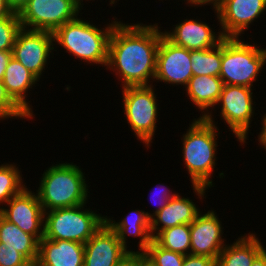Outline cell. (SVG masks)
<instances>
[{
    "instance_id": "obj_1",
    "label": "cell",
    "mask_w": 266,
    "mask_h": 266,
    "mask_svg": "<svg viewBox=\"0 0 266 266\" xmlns=\"http://www.w3.org/2000/svg\"><path fill=\"white\" fill-rule=\"evenodd\" d=\"M162 34L158 23L118 21L115 24L109 39L105 69L115 73L114 76L121 81L120 87L153 85Z\"/></svg>"
},
{
    "instance_id": "obj_2",
    "label": "cell",
    "mask_w": 266,
    "mask_h": 266,
    "mask_svg": "<svg viewBox=\"0 0 266 266\" xmlns=\"http://www.w3.org/2000/svg\"><path fill=\"white\" fill-rule=\"evenodd\" d=\"M186 130L181 138L183 163L190 176L193 193L203 200L206 199L207 189L215 186L212 175L216 167L220 132L217 123L200 117L193 119Z\"/></svg>"
},
{
    "instance_id": "obj_3",
    "label": "cell",
    "mask_w": 266,
    "mask_h": 266,
    "mask_svg": "<svg viewBox=\"0 0 266 266\" xmlns=\"http://www.w3.org/2000/svg\"><path fill=\"white\" fill-rule=\"evenodd\" d=\"M79 16L66 22L53 33L54 51L61 46L75 59L105 68L108 60L110 35L118 19L113 17L111 23L109 20V24L107 23L104 28H101L100 24V28H98L99 26L96 24L81 18L82 15Z\"/></svg>"
},
{
    "instance_id": "obj_4",
    "label": "cell",
    "mask_w": 266,
    "mask_h": 266,
    "mask_svg": "<svg viewBox=\"0 0 266 266\" xmlns=\"http://www.w3.org/2000/svg\"><path fill=\"white\" fill-rule=\"evenodd\" d=\"M82 169L73 162H58L44 170L36 189L44 212L89 202L90 186Z\"/></svg>"
},
{
    "instance_id": "obj_5",
    "label": "cell",
    "mask_w": 266,
    "mask_h": 266,
    "mask_svg": "<svg viewBox=\"0 0 266 266\" xmlns=\"http://www.w3.org/2000/svg\"><path fill=\"white\" fill-rule=\"evenodd\" d=\"M241 37H225L222 40V61L219 77L226 85L254 88L259 73L266 65V46Z\"/></svg>"
},
{
    "instance_id": "obj_6",
    "label": "cell",
    "mask_w": 266,
    "mask_h": 266,
    "mask_svg": "<svg viewBox=\"0 0 266 266\" xmlns=\"http://www.w3.org/2000/svg\"><path fill=\"white\" fill-rule=\"evenodd\" d=\"M87 203L44 213V238L85 244L105 223V215L85 208Z\"/></svg>"
},
{
    "instance_id": "obj_7",
    "label": "cell",
    "mask_w": 266,
    "mask_h": 266,
    "mask_svg": "<svg viewBox=\"0 0 266 266\" xmlns=\"http://www.w3.org/2000/svg\"><path fill=\"white\" fill-rule=\"evenodd\" d=\"M124 116L137 140L150 148L156 135L159 104L156 88L150 86H127L121 89Z\"/></svg>"
},
{
    "instance_id": "obj_8",
    "label": "cell",
    "mask_w": 266,
    "mask_h": 266,
    "mask_svg": "<svg viewBox=\"0 0 266 266\" xmlns=\"http://www.w3.org/2000/svg\"><path fill=\"white\" fill-rule=\"evenodd\" d=\"M253 91L250 87L224 84L214 108L216 110V107H221V118L241 146L247 143L249 128L256 110Z\"/></svg>"
},
{
    "instance_id": "obj_9",
    "label": "cell",
    "mask_w": 266,
    "mask_h": 266,
    "mask_svg": "<svg viewBox=\"0 0 266 266\" xmlns=\"http://www.w3.org/2000/svg\"><path fill=\"white\" fill-rule=\"evenodd\" d=\"M82 10L75 0H30L18 16L22 28L54 33Z\"/></svg>"
},
{
    "instance_id": "obj_10",
    "label": "cell",
    "mask_w": 266,
    "mask_h": 266,
    "mask_svg": "<svg viewBox=\"0 0 266 266\" xmlns=\"http://www.w3.org/2000/svg\"><path fill=\"white\" fill-rule=\"evenodd\" d=\"M53 52V33L21 28L15 39L12 57L40 80L44 76L42 73L48 68L47 64L50 63Z\"/></svg>"
},
{
    "instance_id": "obj_11",
    "label": "cell",
    "mask_w": 266,
    "mask_h": 266,
    "mask_svg": "<svg viewBox=\"0 0 266 266\" xmlns=\"http://www.w3.org/2000/svg\"><path fill=\"white\" fill-rule=\"evenodd\" d=\"M44 210L37 193L25 187L0 209V214L38 241L44 237Z\"/></svg>"
},
{
    "instance_id": "obj_12",
    "label": "cell",
    "mask_w": 266,
    "mask_h": 266,
    "mask_svg": "<svg viewBox=\"0 0 266 266\" xmlns=\"http://www.w3.org/2000/svg\"><path fill=\"white\" fill-rule=\"evenodd\" d=\"M266 11V0H223L214 10L224 37H242Z\"/></svg>"
},
{
    "instance_id": "obj_13",
    "label": "cell",
    "mask_w": 266,
    "mask_h": 266,
    "mask_svg": "<svg viewBox=\"0 0 266 266\" xmlns=\"http://www.w3.org/2000/svg\"><path fill=\"white\" fill-rule=\"evenodd\" d=\"M192 76L190 50L173 44L162 34L153 82L185 88Z\"/></svg>"
},
{
    "instance_id": "obj_14",
    "label": "cell",
    "mask_w": 266,
    "mask_h": 266,
    "mask_svg": "<svg viewBox=\"0 0 266 266\" xmlns=\"http://www.w3.org/2000/svg\"><path fill=\"white\" fill-rule=\"evenodd\" d=\"M224 227L214 209L202 211L190 224V254L217 259L226 246Z\"/></svg>"
},
{
    "instance_id": "obj_15",
    "label": "cell",
    "mask_w": 266,
    "mask_h": 266,
    "mask_svg": "<svg viewBox=\"0 0 266 266\" xmlns=\"http://www.w3.org/2000/svg\"><path fill=\"white\" fill-rule=\"evenodd\" d=\"M83 266H116L131 252L118 239L117 234L104 223L84 244Z\"/></svg>"
},
{
    "instance_id": "obj_16",
    "label": "cell",
    "mask_w": 266,
    "mask_h": 266,
    "mask_svg": "<svg viewBox=\"0 0 266 266\" xmlns=\"http://www.w3.org/2000/svg\"><path fill=\"white\" fill-rule=\"evenodd\" d=\"M173 26L170 31L165 29L163 35L173 44L188 50L213 48L225 38L221 29L214 32L215 27L213 29L208 23L201 21V19H193V17L192 19L181 20L180 23L178 22Z\"/></svg>"
},
{
    "instance_id": "obj_17",
    "label": "cell",
    "mask_w": 266,
    "mask_h": 266,
    "mask_svg": "<svg viewBox=\"0 0 266 266\" xmlns=\"http://www.w3.org/2000/svg\"><path fill=\"white\" fill-rule=\"evenodd\" d=\"M112 218V219H111ZM105 216V223L117 234L121 244L128 249V236L132 238L139 237L138 250L135 252L142 253L151 243V218L150 213L145 210L135 209L126 214L116 222L114 217ZM128 245V246H127Z\"/></svg>"
},
{
    "instance_id": "obj_18",
    "label": "cell",
    "mask_w": 266,
    "mask_h": 266,
    "mask_svg": "<svg viewBox=\"0 0 266 266\" xmlns=\"http://www.w3.org/2000/svg\"><path fill=\"white\" fill-rule=\"evenodd\" d=\"M84 244L67 240L39 241L36 266H83Z\"/></svg>"
},
{
    "instance_id": "obj_19",
    "label": "cell",
    "mask_w": 266,
    "mask_h": 266,
    "mask_svg": "<svg viewBox=\"0 0 266 266\" xmlns=\"http://www.w3.org/2000/svg\"><path fill=\"white\" fill-rule=\"evenodd\" d=\"M223 86L224 83L220 77L193 75L183 90L191 103L201 111L200 118H205L215 124L212 110L215 111L214 108L219 100Z\"/></svg>"
},
{
    "instance_id": "obj_20",
    "label": "cell",
    "mask_w": 266,
    "mask_h": 266,
    "mask_svg": "<svg viewBox=\"0 0 266 266\" xmlns=\"http://www.w3.org/2000/svg\"><path fill=\"white\" fill-rule=\"evenodd\" d=\"M189 197L178 194L167 205L151 217L152 239L164 229L191 224L201 212L198 205Z\"/></svg>"
},
{
    "instance_id": "obj_21",
    "label": "cell",
    "mask_w": 266,
    "mask_h": 266,
    "mask_svg": "<svg viewBox=\"0 0 266 266\" xmlns=\"http://www.w3.org/2000/svg\"><path fill=\"white\" fill-rule=\"evenodd\" d=\"M2 82L10 97L33 119L36 115L33 114L32 105L27 97H29L28 91L31 93L30 89H34L39 80L12 57L8 62Z\"/></svg>"
},
{
    "instance_id": "obj_22",
    "label": "cell",
    "mask_w": 266,
    "mask_h": 266,
    "mask_svg": "<svg viewBox=\"0 0 266 266\" xmlns=\"http://www.w3.org/2000/svg\"><path fill=\"white\" fill-rule=\"evenodd\" d=\"M256 233L241 235L228 242L215 260V266H251L254 259L266 248Z\"/></svg>"
},
{
    "instance_id": "obj_23",
    "label": "cell",
    "mask_w": 266,
    "mask_h": 266,
    "mask_svg": "<svg viewBox=\"0 0 266 266\" xmlns=\"http://www.w3.org/2000/svg\"><path fill=\"white\" fill-rule=\"evenodd\" d=\"M0 242L5 247L16 249L33 265L38 258L39 241L31 234L22 231L16 224L9 222L0 214Z\"/></svg>"
},
{
    "instance_id": "obj_24",
    "label": "cell",
    "mask_w": 266,
    "mask_h": 266,
    "mask_svg": "<svg viewBox=\"0 0 266 266\" xmlns=\"http://www.w3.org/2000/svg\"><path fill=\"white\" fill-rule=\"evenodd\" d=\"M193 75L219 77L222 61V41L217 46L203 50H190Z\"/></svg>"
},
{
    "instance_id": "obj_25",
    "label": "cell",
    "mask_w": 266,
    "mask_h": 266,
    "mask_svg": "<svg viewBox=\"0 0 266 266\" xmlns=\"http://www.w3.org/2000/svg\"><path fill=\"white\" fill-rule=\"evenodd\" d=\"M153 240L167 250L181 253L183 255L190 254V225L182 224L170 227L159 232Z\"/></svg>"
},
{
    "instance_id": "obj_26",
    "label": "cell",
    "mask_w": 266,
    "mask_h": 266,
    "mask_svg": "<svg viewBox=\"0 0 266 266\" xmlns=\"http://www.w3.org/2000/svg\"><path fill=\"white\" fill-rule=\"evenodd\" d=\"M17 165L14 162L0 165V209L14 195L19 194L27 187L22 179L21 168L19 170Z\"/></svg>"
},
{
    "instance_id": "obj_27",
    "label": "cell",
    "mask_w": 266,
    "mask_h": 266,
    "mask_svg": "<svg viewBox=\"0 0 266 266\" xmlns=\"http://www.w3.org/2000/svg\"><path fill=\"white\" fill-rule=\"evenodd\" d=\"M156 266H182L185 255L160 247L153 239L142 252Z\"/></svg>"
},
{
    "instance_id": "obj_28",
    "label": "cell",
    "mask_w": 266,
    "mask_h": 266,
    "mask_svg": "<svg viewBox=\"0 0 266 266\" xmlns=\"http://www.w3.org/2000/svg\"><path fill=\"white\" fill-rule=\"evenodd\" d=\"M18 13L0 20V51H12L16 36L21 29Z\"/></svg>"
},
{
    "instance_id": "obj_29",
    "label": "cell",
    "mask_w": 266,
    "mask_h": 266,
    "mask_svg": "<svg viewBox=\"0 0 266 266\" xmlns=\"http://www.w3.org/2000/svg\"><path fill=\"white\" fill-rule=\"evenodd\" d=\"M32 118L10 97L0 80V120Z\"/></svg>"
},
{
    "instance_id": "obj_30",
    "label": "cell",
    "mask_w": 266,
    "mask_h": 266,
    "mask_svg": "<svg viewBox=\"0 0 266 266\" xmlns=\"http://www.w3.org/2000/svg\"><path fill=\"white\" fill-rule=\"evenodd\" d=\"M33 264L16 249L5 247L0 242V266H32Z\"/></svg>"
},
{
    "instance_id": "obj_31",
    "label": "cell",
    "mask_w": 266,
    "mask_h": 266,
    "mask_svg": "<svg viewBox=\"0 0 266 266\" xmlns=\"http://www.w3.org/2000/svg\"><path fill=\"white\" fill-rule=\"evenodd\" d=\"M159 185V187L156 185L154 188H153V190L155 189L156 190V193H154L155 191H153V193L157 196V200L155 199V201H153V202H155L154 204H155V206H156V208L153 210V213H150V218L154 215V214H156L157 212H159L161 209H163L166 205H167V203H168V201L169 200H171L172 198H174V197H176L179 193L177 192L176 193V191H173L172 192V189L170 190L168 187L169 186H166V185H164V184H161V183H158ZM157 190L159 191L158 193V195H157ZM151 191V192H152ZM153 193H150L152 196H153ZM154 195V196H155ZM153 196V197H154ZM153 197H151L152 199H153ZM150 198V200H152ZM149 200V201H150ZM158 201V202H157Z\"/></svg>"
},
{
    "instance_id": "obj_32",
    "label": "cell",
    "mask_w": 266,
    "mask_h": 266,
    "mask_svg": "<svg viewBox=\"0 0 266 266\" xmlns=\"http://www.w3.org/2000/svg\"><path fill=\"white\" fill-rule=\"evenodd\" d=\"M182 266H215V259L207 256L185 255Z\"/></svg>"
},
{
    "instance_id": "obj_33",
    "label": "cell",
    "mask_w": 266,
    "mask_h": 266,
    "mask_svg": "<svg viewBox=\"0 0 266 266\" xmlns=\"http://www.w3.org/2000/svg\"><path fill=\"white\" fill-rule=\"evenodd\" d=\"M223 0H187V4L188 6H194V7H203L205 5H211V9L213 8L214 10H216L222 3Z\"/></svg>"
},
{
    "instance_id": "obj_34",
    "label": "cell",
    "mask_w": 266,
    "mask_h": 266,
    "mask_svg": "<svg viewBox=\"0 0 266 266\" xmlns=\"http://www.w3.org/2000/svg\"><path fill=\"white\" fill-rule=\"evenodd\" d=\"M12 58V51H0V80H3L6 67Z\"/></svg>"
},
{
    "instance_id": "obj_35",
    "label": "cell",
    "mask_w": 266,
    "mask_h": 266,
    "mask_svg": "<svg viewBox=\"0 0 266 266\" xmlns=\"http://www.w3.org/2000/svg\"><path fill=\"white\" fill-rule=\"evenodd\" d=\"M261 131L258 134V139H256L259 143L258 145L261 146V148H264L266 150V113L264 116L261 117Z\"/></svg>"
},
{
    "instance_id": "obj_36",
    "label": "cell",
    "mask_w": 266,
    "mask_h": 266,
    "mask_svg": "<svg viewBox=\"0 0 266 266\" xmlns=\"http://www.w3.org/2000/svg\"><path fill=\"white\" fill-rule=\"evenodd\" d=\"M30 0H7L13 12L19 13Z\"/></svg>"
},
{
    "instance_id": "obj_37",
    "label": "cell",
    "mask_w": 266,
    "mask_h": 266,
    "mask_svg": "<svg viewBox=\"0 0 266 266\" xmlns=\"http://www.w3.org/2000/svg\"><path fill=\"white\" fill-rule=\"evenodd\" d=\"M14 12L9 7L7 0H0V20L9 17Z\"/></svg>"
},
{
    "instance_id": "obj_38",
    "label": "cell",
    "mask_w": 266,
    "mask_h": 266,
    "mask_svg": "<svg viewBox=\"0 0 266 266\" xmlns=\"http://www.w3.org/2000/svg\"><path fill=\"white\" fill-rule=\"evenodd\" d=\"M136 266H156L143 253L136 252Z\"/></svg>"
},
{
    "instance_id": "obj_39",
    "label": "cell",
    "mask_w": 266,
    "mask_h": 266,
    "mask_svg": "<svg viewBox=\"0 0 266 266\" xmlns=\"http://www.w3.org/2000/svg\"><path fill=\"white\" fill-rule=\"evenodd\" d=\"M116 266H136V252H131L126 258H124Z\"/></svg>"
},
{
    "instance_id": "obj_40",
    "label": "cell",
    "mask_w": 266,
    "mask_h": 266,
    "mask_svg": "<svg viewBox=\"0 0 266 266\" xmlns=\"http://www.w3.org/2000/svg\"><path fill=\"white\" fill-rule=\"evenodd\" d=\"M251 266H266V248L254 259Z\"/></svg>"
},
{
    "instance_id": "obj_41",
    "label": "cell",
    "mask_w": 266,
    "mask_h": 266,
    "mask_svg": "<svg viewBox=\"0 0 266 266\" xmlns=\"http://www.w3.org/2000/svg\"><path fill=\"white\" fill-rule=\"evenodd\" d=\"M76 1V3L83 9V6H84V3H83V0H75ZM86 1H88L89 2V0H85V2ZM91 1V0H90ZM92 1H94V0H92Z\"/></svg>"
},
{
    "instance_id": "obj_42",
    "label": "cell",
    "mask_w": 266,
    "mask_h": 266,
    "mask_svg": "<svg viewBox=\"0 0 266 266\" xmlns=\"http://www.w3.org/2000/svg\"><path fill=\"white\" fill-rule=\"evenodd\" d=\"M109 3H110L109 4L110 6H113V4H114V7H115V5H116L115 3H117V0H110Z\"/></svg>"
}]
</instances>
